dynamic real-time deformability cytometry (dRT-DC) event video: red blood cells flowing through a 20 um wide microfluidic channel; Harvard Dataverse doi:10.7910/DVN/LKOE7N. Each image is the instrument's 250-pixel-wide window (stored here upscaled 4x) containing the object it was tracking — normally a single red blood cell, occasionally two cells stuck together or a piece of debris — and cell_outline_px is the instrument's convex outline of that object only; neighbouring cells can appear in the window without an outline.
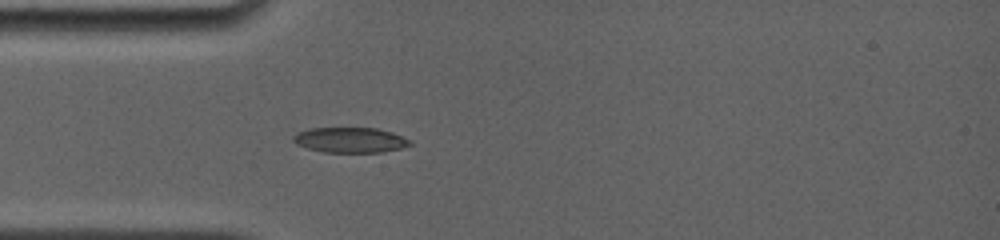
{"species": "common noctule bat (a hibernating species)", "species_latin": "Nyctalus noctula", "temperature_condition": "room temperature", "stored_images_in_passage": 9, "camera_frame_rate_fps": 4000, "um_per_image_px": 0.085, "animal": {"sex": "female", "body_mass_g": 19.0, "forearm_length_mm": 56.7}, "frame": {"image": 1, "passage_image": 6, "time_ms": 3.5, "image_size_px": [1000, 240], "cell_outline_px": [[412, 144], [400, 148], [380, 152], [324, 152], [308, 148], [296, 144], [292, 140], [292, 136], [296, 132], [308, 128], [376, 128], [392, 132], [412, 140]], "centroid_in_image_um": [29.74, 11.89], "position_along_channel_um": 55.3, "area_um2": 17.22}}
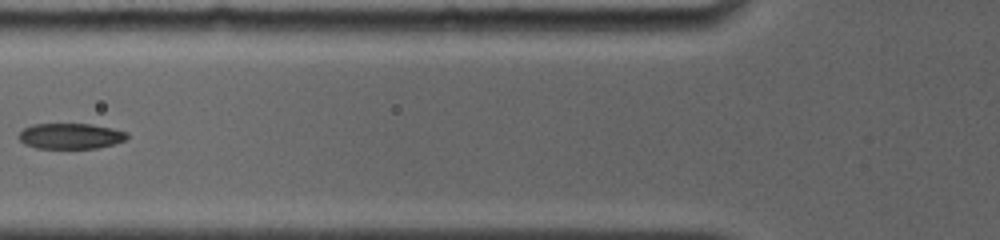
{"frame": {"image": 2, "passage_image": 9, "time_ms": 5.25, "image_size_px": [1000, 240], "cell_outline_px": [[128, 136], [124, 140], [112, 144], [96, 148], [36, 148], [24, 144], [16, 136], [24, 128], [32, 124], [92, 124], [112, 128], [128, 132]], "centroid_in_image_um": [5.96, 11.56], "position_along_channel_um": 119.8, "area_um2": 16.18}}